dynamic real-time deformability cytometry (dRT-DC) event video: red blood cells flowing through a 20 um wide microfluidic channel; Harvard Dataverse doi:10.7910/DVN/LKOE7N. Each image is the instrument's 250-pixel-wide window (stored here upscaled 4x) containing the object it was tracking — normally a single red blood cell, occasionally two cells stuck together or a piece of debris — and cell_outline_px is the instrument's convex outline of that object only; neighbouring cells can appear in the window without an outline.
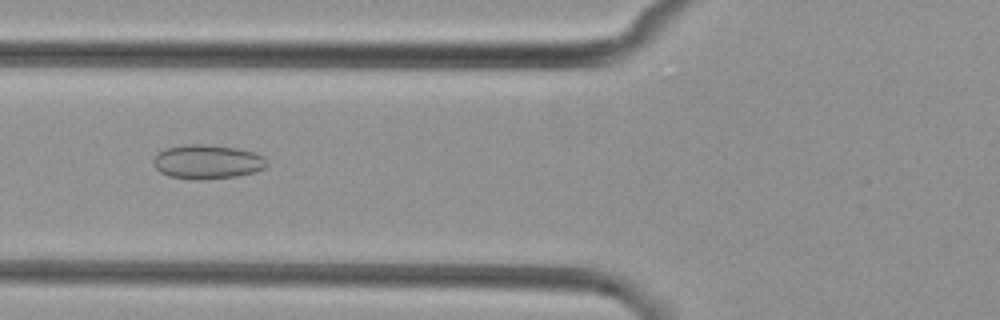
{"species": "common noctule bat (a hibernating species)", "species_latin": "Nyctalus noctula", "temperature_condition": "cold", "stored_images_in_passage": 6, "camera_frame_rate_fps": 3000, "um_per_image_px": 0.085, "animal": {"sex": "female", "body_mass_g": 29.2, "forearm_length_mm": 56.3}, "frame": {"image": 1, "passage_image": 4, "time_ms": 6.667, "image_size_px": [1000, 320], "cell_outline_px": [[268, 164], [264, 168], [252, 172], [236, 176], [200, 180], [196, 180], [168, 176], [160, 172], [152, 164], [152, 160], [164, 148], [184, 144], [200, 144], [236, 148], [252, 152], [264, 156], [268, 160]], "centroid_in_image_um": [17.6, 13.75], "position_along_channel_um": 108.2, "area_um2": 22.6}}
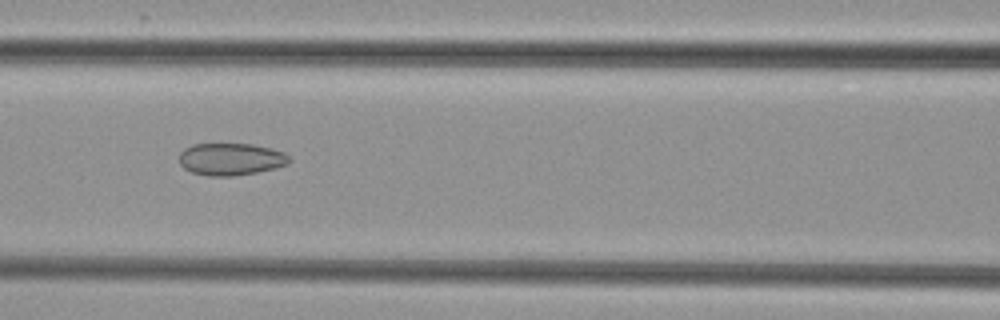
{"frame": {"image": 2, "passage_image": 5, "time_ms": 7.667, "image_size_px": [1000, 320], "cell_outline_px": [[292, 160], [288, 164], [276, 168], [256, 172], [232, 176], [208, 176], [192, 172], [184, 168], [180, 164], [180, 152], [184, 148], [192, 144], [252, 144], [272, 148], [284, 152]], "centroid_in_image_um": [19.63, 13.52], "position_along_channel_um": 147.0, "area_um2": 20.75}}
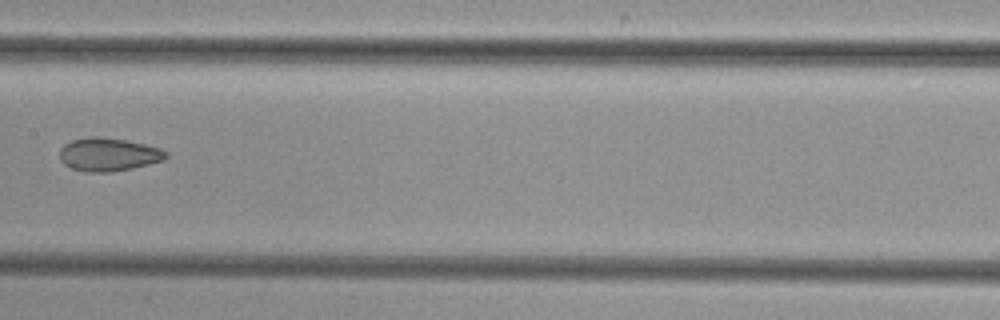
{"frame": {"image": 3, "passage_image": 6, "time_ms": 9.0, "image_size_px": [1000, 320], "cell_outline_px": [[168, 156], [164, 160], [132, 168], [112, 172], [88, 172], [72, 168], [64, 164], [60, 160], [60, 148], [64, 144], [72, 140], [92, 136], [100, 136], [128, 140], [160, 148], [168, 152]], "centroid_in_image_um": [9.22, 13.12], "position_along_channel_um": 198.2, "area_um2": 20.69}}